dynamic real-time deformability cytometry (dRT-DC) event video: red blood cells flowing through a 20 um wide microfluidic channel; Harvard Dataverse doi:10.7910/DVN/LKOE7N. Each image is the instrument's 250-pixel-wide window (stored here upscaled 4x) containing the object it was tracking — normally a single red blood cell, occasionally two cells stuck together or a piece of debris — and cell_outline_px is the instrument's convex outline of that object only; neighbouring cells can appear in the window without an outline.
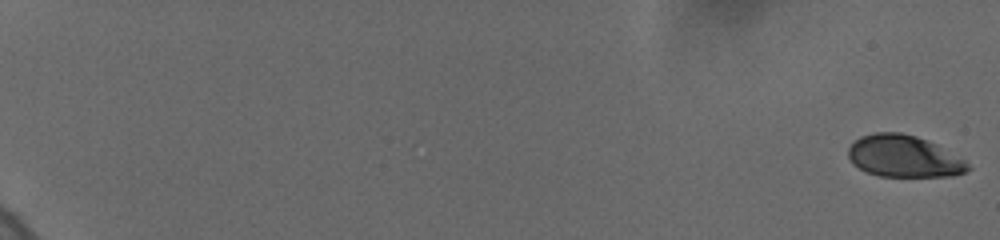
{"species": "human", "species_latin": "Homo sapiens", "temperature_condition": "cold", "stored_images_in_passage": 21, "camera_frame_rate_fps": 3000, "um_per_image_px": 0.085, "donor": {"sex": "female"}, "frame": {"image": 1, "passage_image": 1, "time_ms": 0.0, "image_size_px": [1000, 240], "cell_outline_px": [[972, 168], [964, 172], [952, 176], [880, 176], [868, 172], [852, 164], [848, 156], [848, 148], [860, 136], [876, 132], [900, 132], [916, 136], [964, 160]], "centroid_in_image_um": [76.77, 13.29], "position_along_channel_um": 8.2, "area_um2": 28.61}}
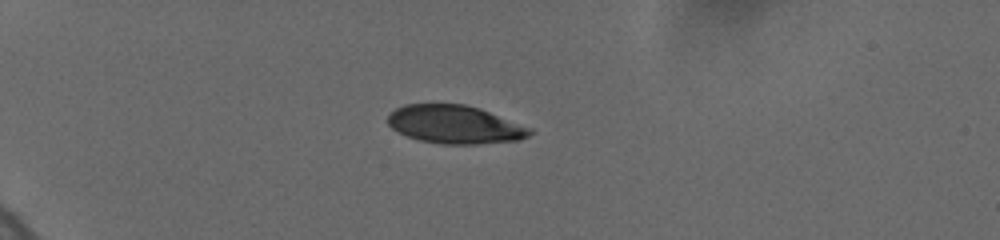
{"frame": {"image": 2, "passage_image": 19, "time_ms": 6.0, "image_size_px": [1000, 240], "cell_outline_px": [[532, 132], [528, 136], [520, 140], [480, 144], [440, 144], [420, 140], [408, 136], [392, 128], [388, 124], [388, 116], [396, 108], [404, 104], [464, 104], [480, 108], [532, 128]], "centroid_in_image_um": [38.69, 10.58], "position_along_channel_um": 46.3, "area_um2": 31.62}}